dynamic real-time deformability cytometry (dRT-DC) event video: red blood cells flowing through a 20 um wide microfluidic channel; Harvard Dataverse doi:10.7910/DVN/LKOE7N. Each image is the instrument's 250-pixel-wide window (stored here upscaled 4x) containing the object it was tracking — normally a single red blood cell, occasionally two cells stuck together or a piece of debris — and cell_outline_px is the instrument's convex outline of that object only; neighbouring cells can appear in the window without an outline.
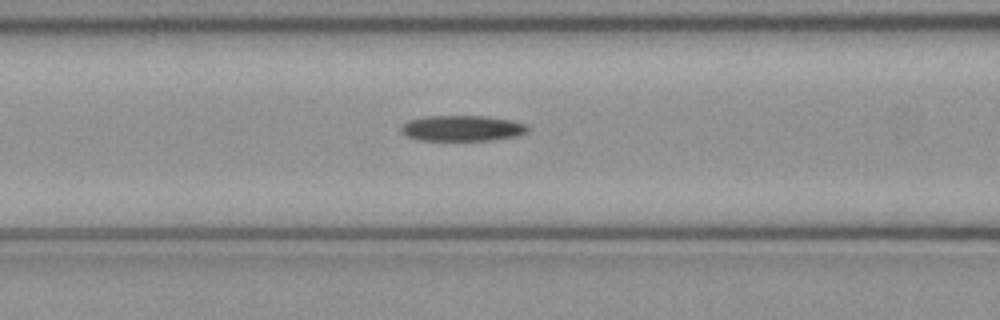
{"species": "common noctule bat (a hibernating species)", "species_latin": "Nyctalus noctula", "temperature_condition": "cold", "stored_images_in_passage": 36, "camera_frame_rate_fps": 3000, "um_per_image_px": 0.085, "animal": {"sex": "female", "body_mass_g": 21.9}, "frame": {"image": 1, "passage_image": 6, "time_ms": 1.667, "image_size_px": [1000, 320], "cell_outline_px": [[528, 132], [516, 136], [488, 140], [416, 140], [400, 132], [400, 128], [408, 120], [424, 116], [488, 116], [512, 120], [524, 124], [528, 128]], "centroid_in_image_um": [39.26, 10.89], "position_along_channel_um": 127.3, "area_um2": 18.96}}
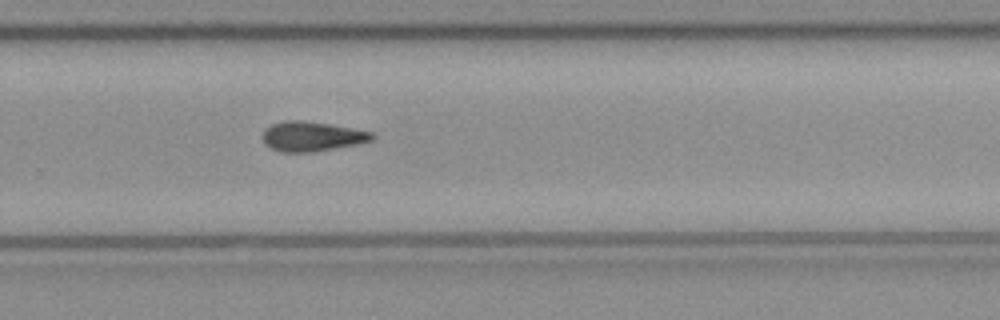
{"frame": {"image": 2, "passage_image": 19, "time_ms": 6.0, "image_size_px": [1000, 320], "cell_outline_px": [[376, 136], [372, 140], [360, 144], [312, 152], [280, 152], [264, 144], [260, 136], [272, 124], [284, 120], [304, 120], [352, 128], [372, 132]], "centroid_in_image_um": [26.51, 11.6], "position_along_channel_um": 303.3, "area_um2": 19.07}}
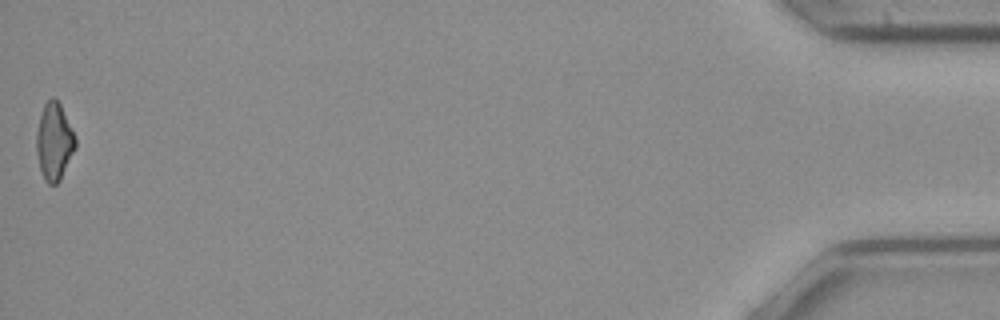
{"frame": {"image": 3, "passage_image": 36, "time_ms": 11.667, "image_size_px": [1000, 320], "cell_outline_px": [[76, 148], [60, 180], [56, 184], [48, 184], [44, 180], [40, 168], [36, 152], [36, 132], [40, 116], [44, 104], [52, 96], [60, 104], [76, 136]], "centroid_in_image_um": [4.61, 12.05], "position_along_channel_um": 430.6, "area_um2": 17.57}, "authors_computed_cell_mechanics": {"area_um2": 18.9873, "velocity_mm_per_s": 4.055, "shape_relaxation_time_tau1_ms": 10.2653, "shape_relaxation_time_tau2_ms": null, "deformation_change_tau1": 0.2054, "deformation_change_tau2": null}}